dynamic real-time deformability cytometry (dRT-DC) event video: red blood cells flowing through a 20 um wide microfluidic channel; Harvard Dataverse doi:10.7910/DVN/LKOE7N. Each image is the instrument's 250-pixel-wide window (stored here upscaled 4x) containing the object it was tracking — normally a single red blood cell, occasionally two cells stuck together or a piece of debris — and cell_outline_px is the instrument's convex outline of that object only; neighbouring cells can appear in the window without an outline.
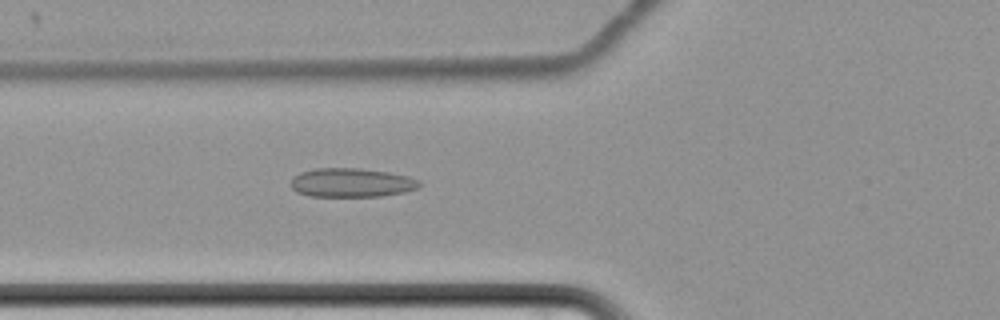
{"species": "common noctule bat (a hibernating species)", "species_latin": "Nyctalus noctula", "temperature_condition": "cold", "stored_images_in_passage": 58, "camera_frame_rate_fps": 3000, "um_per_image_px": 0.085, "animal": {"sex": "female", "body_mass_g": 22.7, "forearm_length_mm": 54.2}, "frame": {"image": 1, "passage_image": 21, "time_ms": 6.667, "image_size_px": [1000, 320], "cell_outline_px": [[420, 184], [416, 188], [404, 192], [380, 196], [308, 196], [296, 192], [292, 188], [292, 176], [300, 172], [316, 168], [360, 168], [388, 172], [408, 176], [420, 180]], "centroid_in_image_um": [29.85, 15.52], "position_along_channel_um": 95.9, "area_um2": 21.68}}
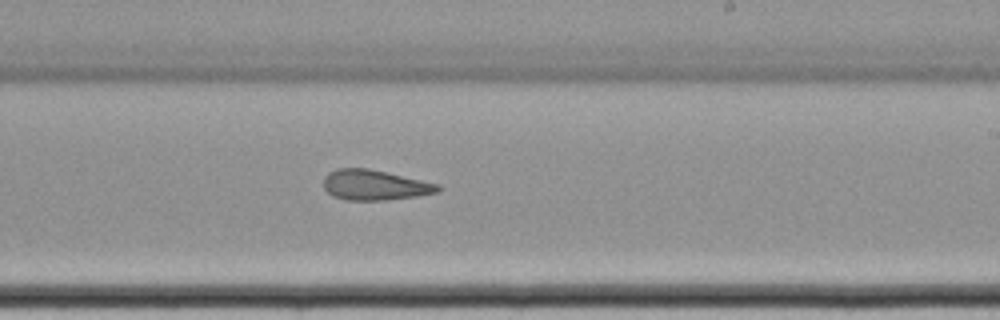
{"frame": {"image": 2, "passage_image": 35, "time_ms": 11.333, "image_size_px": [1000, 320], "cell_outline_px": [[440, 192], [416, 196], [384, 200], [344, 200], [332, 196], [324, 188], [324, 176], [328, 172], [336, 168], [368, 168], [440, 184]], "centroid_in_image_um": [31.83, 15.72], "position_along_channel_um": 257.2, "area_um2": 20.23}}
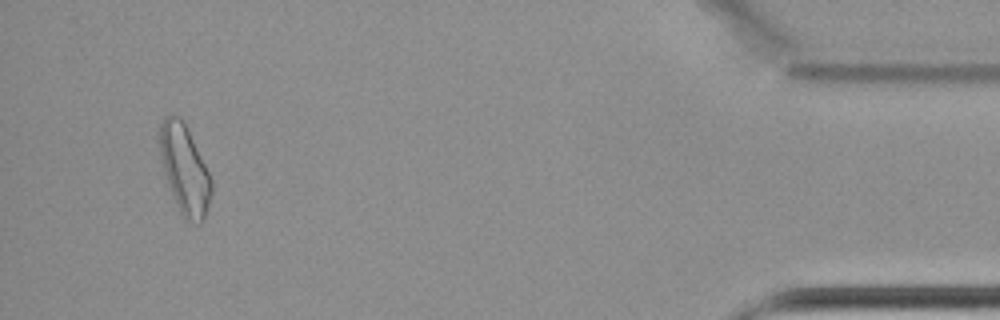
{"frame": {"image": 3, "passage_image": 55, "time_ms": 18.0, "image_size_px": [1000, 320], "cell_outline_px": [[212, 196], [208, 208], [200, 224], [188, 224], [180, 216], [164, 176], [160, 156], [160, 124], [164, 116], [180, 116], [212, 180]], "centroid_in_image_um": [15.68, 14.52], "position_along_channel_um": 419.5, "area_um2": 26.82}, "authors_computed_cell_mechanics": {"area_um2": 22.4553, "velocity_mm_per_s": 3.4575, "shape_relaxation_time_tau1_ms": null, "shape_relaxation_time_tau2_ms": 4.9946, "deformation_change_tau1": null, "deformation_change_tau2": 0.1234}}